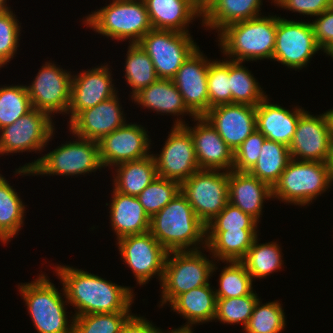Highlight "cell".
Here are the masks:
<instances>
[{
	"instance_id": "6da1fadb",
	"label": "cell",
	"mask_w": 333,
	"mask_h": 333,
	"mask_svg": "<svg viewBox=\"0 0 333 333\" xmlns=\"http://www.w3.org/2000/svg\"><path fill=\"white\" fill-rule=\"evenodd\" d=\"M55 272L63 285V296L68 304L76 309L73 317L130 312L134 300L132 288L120 286L98 275L69 266L58 265Z\"/></svg>"
},
{
	"instance_id": "7a4b0ae2",
	"label": "cell",
	"mask_w": 333,
	"mask_h": 333,
	"mask_svg": "<svg viewBox=\"0 0 333 333\" xmlns=\"http://www.w3.org/2000/svg\"><path fill=\"white\" fill-rule=\"evenodd\" d=\"M149 232L168 252L206 249V225L181 191L150 218Z\"/></svg>"
},
{
	"instance_id": "3957f363",
	"label": "cell",
	"mask_w": 333,
	"mask_h": 333,
	"mask_svg": "<svg viewBox=\"0 0 333 333\" xmlns=\"http://www.w3.org/2000/svg\"><path fill=\"white\" fill-rule=\"evenodd\" d=\"M276 29V15L259 16L230 24L218 34L219 46L229 60L241 62L272 60Z\"/></svg>"
},
{
	"instance_id": "277c9868",
	"label": "cell",
	"mask_w": 333,
	"mask_h": 333,
	"mask_svg": "<svg viewBox=\"0 0 333 333\" xmlns=\"http://www.w3.org/2000/svg\"><path fill=\"white\" fill-rule=\"evenodd\" d=\"M83 21L103 36L138 43L152 29L144 0H113Z\"/></svg>"
},
{
	"instance_id": "5b68a950",
	"label": "cell",
	"mask_w": 333,
	"mask_h": 333,
	"mask_svg": "<svg viewBox=\"0 0 333 333\" xmlns=\"http://www.w3.org/2000/svg\"><path fill=\"white\" fill-rule=\"evenodd\" d=\"M77 141L58 146L32 163L16 169L21 175H62L89 174L103 168L100 162L98 142L78 137Z\"/></svg>"
},
{
	"instance_id": "8992f818",
	"label": "cell",
	"mask_w": 333,
	"mask_h": 333,
	"mask_svg": "<svg viewBox=\"0 0 333 333\" xmlns=\"http://www.w3.org/2000/svg\"><path fill=\"white\" fill-rule=\"evenodd\" d=\"M333 184L327 163L291 159L272 188V199L305 206Z\"/></svg>"
},
{
	"instance_id": "52a82bcc",
	"label": "cell",
	"mask_w": 333,
	"mask_h": 333,
	"mask_svg": "<svg viewBox=\"0 0 333 333\" xmlns=\"http://www.w3.org/2000/svg\"><path fill=\"white\" fill-rule=\"evenodd\" d=\"M31 283L19 284V291L38 333H73V318L68 321L63 293L50 282L45 274ZM69 323H71L69 325Z\"/></svg>"
},
{
	"instance_id": "ba28073f",
	"label": "cell",
	"mask_w": 333,
	"mask_h": 333,
	"mask_svg": "<svg viewBox=\"0 0 333 333\" xmlns=\"http://www.w3.org/2000/svg\"><path fill=\"white\" fill-rule=\"evenodd\" d=\"M171 257V258H170ZM217 270L213 260L200 250L169 251L161 281V305H169L181 294L210 284L211 274Z\"/></svg>"
},
{
	"instance_id": "9c48e42d",
	"label": "cell",
	"mask_w": 333,
	"mask_h": 333,
	"mask_svg": "<svg viewBox=\"0 0 333 333\" xmlns=\"http://www.w3.org/2000/svg\"><path fill=\"white\" fill-rule=\"evenodd\" d=\"M189 33L151 29L138 42L151 58L159 79H173L185 60L198 48Z\"/></svg>"
},
{
	"instance_id": "30bf717a",
	"label": "cell",
	"mask_w": 333,
	"mask_h": 333,
	"mask_svg": "<svg viewBox=\"0 0 333 333\" xmlns=\"http://www.w3.org/2000/svg\"><path fill=\"white\" fill-rule=\"evenodd\" d=\"M228 178V171L200 169L180 185V191L205 225L228 203Z\"/></svg>"
},
{
	"instance_id": "8fae6325",
	"label": "cell",
	"mask_w": 333,
	"mask_h": 333,
	"mask_svg": "<svg viewBox=\"0 0 333 333\" xmlns=\"http://www.w3.org/2000/svg\"><path fill=\"white\" fill-rule=\"evenodd\" d=\"M117 241L123 261L131 268L137 284H146L156 274L162 281L168 251L149 231L124 236Z\"/></svg>"
},
{
	"instance_id": "7c38bea8",
	"label": "cell",
	"mask_w": 333,
	"mask_h": 333,
	"mask_svg": "<svg viewBox=\"0 0 333 333\" xmlns=\"http://www.w3.org/2000/svg\"><path fill=\"white\" fill-rule=\"evenodd\" d=\"M53 124L48 113L32 109L13 124L0 129V155L41 151L54 134Z\"/></svg>"
},
{
	"instance_id": "4fadbf2b",
	"label": "cell",
	"mask_w": 333,
	"mask_h": 333,
	"mask_svg": "<svg viewBox=\"0 0 333 333\" xmlns=\"http://www.w3.org/2000/svg\"><path fill=\"white\" fill-rule=\"evenodd\" d=\"M319 50L310 22L277 17L273 60L288 68L302 69Z\"/></svg>"
},
{
	"instance_id": "5bb4252c",
	"label": "cell",
	"mask_w": 333,
	"mask_h": 333,
	"mask_svg": "<svg viewBox=\"0 0 333 333\" xmlns=\"http://www.w3.org/2000/svg\"><path fill=\"white\" fill-rule=\"evenodd\" d=\"M41 67L33 83L27 86L32 108L52 114V117L54 113H67L71 99V73L51 62Z\"/></svg>"
},
{
	"instance_id": "9a60e30c",
	"label": "cell",
	"mask_w": 333,
	"mask_h": 333,
	"mask_svg": "<svg viewBox=\"0 0 333 333\" xmlns=\"http://www.w3.org/2000/svg\"><path fill=\"white\" fill-rule=\"evenodd\" d=\"M157 175L180 185L200 170L190 133L183 126L172 127L160 154H153Z\"/></svg>"
},
{
	"instance_id": "2e32d148",
	"label": "cell",
	"mask_w": 333,
	"mask_h": 333,
	"mask_svg": "<svg viewBox=\"0 0 333 333\" xmlns=\"http://www.w3.org/2000/svg\"><path fill=\"white\" fill-rule=\"evenodd\" d=\"M331 134V122L327 111L316 116L305 111L299 117L289 145L291 158L327 163Z\"/></svg>"
},
{
	"instance_id": "e0dca14e",
	"label": "cell",
	"mask_w": 333,
	"mask_h": 333,
	"mask_svg": "<svg viewBox=\"0 0 333 333\" xmlns=\"http://www.w3.org/2000/svg\"><path fill=\"white\" fill-rule=\"evenodd\" d=\"M142 125L127 122L99 142L100 162L104 168L148 157L151 141Z\"/></svg>"
},
{
	"instance_id": "ac0fdd59",
	"label": "cell",
	"mask_w": 333,
	"mask_h": 333,
	"mask_svg": "<svg viewBox=\"0 0 333 333\" xmlns=\"http://www.w3.org/2000/svg\"><path fill=\"white\" fill-rule=\"evenodd\" d=\"M209 62L199 47L185 60L172 79L182 95L184 104L195 116H204L209 110L207 76Z\"/></svg>"
},
{
	"instance_id": "d6986e66",
	"label": "cell",
	"mask_w": 333,
	"mask_h": 333,
	"mask_svg": "<svg viewBox=\"0 0 333 333\" xmlns=\"http://www.w3.org/2000/svg\"><path fill=\"white\" fill-rule=\"evenodd\" d=\"M193 120L198 121L193 128L178 118L174 126H183L190 133L200 169L233 170L234 152L231 148L204 116L194 117Z\"/></svg>"
},
{
	"instance_id": "ffe728a7",
	"label": "cell",
	"mask_w": 333,
	"mask_h": 333,
	"mask_svg": "<svg viewBox=\"0 0 333 333\" xmlns=\"http://www.w3.org/2000/svg\"><path fill=\"white\" fill-rule=\"evenodd\" d=\"M204 117L233 152L257 130L256 106L221 104L210 108Z\"/></svg>"
},
{
	"instance_id": "44dd1931",
	"label": "cell",
	"mask_w": 333,
	"mask_h": 333,
	"mask_svg": "<svg viewBox=\"0 0 333 333\" xmlns=\"http://www.w3.org/2000/svg\"><path fill=\"white\" fill-rule=\"evenodd\" d=\"M117 94L94 107L79 112L69 121L70 132L74 137L99 142L107 134L123 126L126 122Z\"/></svg>"
},
{
	"instance_id": "7402d4cb",
	"label": "cell",
	"mask_w": 333,
	"mask_h": 333,
	"mask_svg": "<svg viewBox=\"0 0 333 333\" xmlns=\"http://www.w3.org/2000/svg\"><path fill=\"white\" fill-rule=\"evenodd\" d=\"M108 65L72 75L71 99L67 114L70 121L81 111L94 107L117 94Z\"/></svg>"
},
{
	"instance_id": "603a6c76",
	"label": "cell",
	"mask_w": 333,
	"mask_h": 333,
	"mask_svg": "<svg viewBox=\"0 0 333 333\" xmlns=\"http://www.w3.org/2000/svg\"><path fill=\"white\" fill-rule=\"evenodd\" d=\"M266 96L256 106V125L267 140L282 143L289 147L295 134L299 117L305 112L297 106L293 111L277 104H271Z\"/></svg>"
},
{
	"instance_id": "cb8c5ba5",
	"label": "cell",
	"mask_w": 333,
	"mask_h": 333,
	"mask_svg": "<svg viewBox=\"0 0 333 333\" xmlns=\"http://www.w3.org/2000/svg\"><path fill=\"white\" fill-rule=\"evenodd\" d=\"M228 202L259 222L265 199L272 198V188L248 172L229 171Z\"/></svg>"
},
{
	"instance_id": "d4e9b609",
	"label": "cell",
	"mask_w": 333,
	"mask_h": 333,
	"mask_svg": "<svg viewBox=\"0 0 333 333\" xmlns=\"http://www.w3.org/2000/svg\"><path fill=\"white\" fill-rule=\"evenodd\" d=\"M111 201L110 220L117 240L149 231L150 217L136 196L121 194L113 188Z\"/></svg>"
},
{
	"instance_id": "484cf974",
	"label": "cell",
	"mask_w": 333,
	"mask_h": 333,
	"mask_svg": "<svg viewBox=\"0 0 333 333\" xmlns=\"http://www.w3.org/2000/svg\"><path fill=\"white\" fill-rule=\"evenodd\" d=\"M153 29L188 33L191 20L202 16L192 0H144ZM187 29V30H186Z\"/></svg>"
},
{
	"instance_id": "4316f807",
	"label": "cell",
	"mask_w": 333,
	"mask_h": 333,
	"mask_svg": "<svg viewBox=\"0 0 333 333\" xmlns=\"http://www.w3.org/2000/svg\"><path fill=\"white\" fill-rule=\"evenodd\" d=\"M132 100L142 107L160 112L158 114L169 113L183 116L187 113L195 117L184 104L182 95L171 79H158L136 93Z\"/></svg>"
},
{
	"instance_id": "83f0119b",
	"label": "cell",
	"mask_w": 333,
	"mask_h": 333,
	"mask_svg": "<svg viewBox=\"0 0 333 333\" xmlns=\"http://www.w3.org/2000/svg\"><path fill=\"white\" fill-rule=\"evenodd\" d=\"M216 293L210 284L193 288L179 295L170 305L172 310L187 319L184 327L214 320L216 313Z\"/></svg>"
},
{
	"instance_id": "f1b7e54d",
	"label": "cell",
	"mask_w": 333,
	"mask_h": 333,
	"mask_svg": "<svg viewBox=\"0 0 333 333\" xmlns=\"http://www.w3.org/2000/svg\"><path fill=\"white\" fill-rule=\"evenodd\" d=\"M256 230L206 231V248L217 261H241L258 236Z\"/></svg>"
},
{
	"instance_id": "f546056e",
	"label": "cell",
	"mask_w": 333,
	"mask_h": 333,
	"mask_svg": "<svg viewBox=\"0 0 333 333\" xmlns=\"http://www.w3.org/2000/svg\"><path fill=\"white\" fill-rule=\"evenodd\" d=\"M114 167L117 168V174L113 177L114 189L125 195L137 197L158 177L153 154L140 160L122 162Z\"/></svg>"
},
{
	"instance_id": "4dcf8cb0",
	"label": "cell",
	"mask_w": 333,
	"mask_h": 333,
	"mask_svg": "<svg viewBox=\"0 0 333 333\" xmlns=\"http://www.w3.org/2000/svg\"><path fill=\"white\" fill-rule=\"evenodd\" d=\"M262 0H219L202 18V25L218 30V34L230 24L261 16Z\"/></svg>"
},
{
	"instance_id": "1f68e13d",
	"label": "cell",
	"mask_w": 333,
	"mask_h": 333,
	"mask_svg": "<svg viewBox=\"0 0 333 333\" xmlns=\"http://www.w3.org/2000/svg\"><path fill=\"white\" fill-rule=\"evenodd\" d=\"M291 159L289 147L266 139L256 164L248 173L273 188Z\"/></svg>"
},
{
	"instance_id": "d6a6232c",
	"label": "cell",
	"mask_w": 333,
	"mask_h": 333,
	"mask_svg": "<svg viewBox=\"0 0 333 333\" xmlns=\"http://www.w3.org/2000/svg\"><path fill=\"white\" fill-rule=\"evenodd\" d=\"M25 205L6 178L0 177V241L3 244L18 235L24 223Z\"/></svg>"
},
{
	"instance_id": "836d02e7",
	"label": "cell",
	"mask_w": 333,
	"mask_h": 333,
	"mask_svg": "<svg viewBox=\"0 0 333 333\" xmlns=\"http://www.w3.org/2000/svg\"><path fill=\"white\" fill-rule=\"evenodd\" d=\"M281 251L280 246L272 241L259 244L257 236L241 262L252 279L254 278L253 280L255 278L263 279L280 270L284 264Z\"/></svg>"
},
{
	"instance_id": "e575fe53",
	"label": "cell",
	"mask_w": 333,
	"mask_h": 333,
	"mask_svg": "<svg viewBox=\"0 0 333 333\" xmlns=\"http://www.w3.org/2000/svg\"><path fill=\"white\" fill-rule=\"evenodd\" d=\"M127 49L124 77L132 88V98L159 78L151 58L138 43L130 44Z\"/></svg>"
},
{
	"instance_id": "d590c367",
	"label": "cell",
	"mask_w": 333,
	"mask_h": 333,
	"mask_svg": "<svg viewBox=\"0 0 333 333\" xmlns=\"http://www.w3.org/2000/svg\"><path fill=\"white\" fill-rule=\"evenodd\" d=\"M242 63L230 60L232 104L257 106L267 95Z\"/></svg>"
},
{
	"instance_id": "8d00e7d4",
	"label": "cell",
	"mask_w": 333,
	"mask_h": 333,
	"mask_svg": "<svg viewBox=\"0 0 333 333\" xmlns=\"http://www.w3.org/2000/svg\"><path fill=\"white\" fill-rule=\"evenodd\" d=\"M229 263V264H228ZM219 278L216 298H237L253 293V279L241 261H226Z\"/></svg>"
},
{
	"instance_id": "74e56055",
	"label": "cell",
	"mask_w": 333,
	"mask_h": 333,
	"mask_svg": "<svg viewBox=\"0 0 333 333\" xmlns=\"http://www.w3.org/2000/svg\"><path fill=\"white\" fill-rule=\"evenodd\" d=\"M27 85L0 88V129L13 124L32 110Z\"/></svg>"
},
{
	"instance_id": "f35d334b",
	"label": "cell",
	"mask_w": 333,
	"mask_h": 333,
	"mask_svg": "<svg viewBox=\"0 0 333 333\" xmlns=\"http://www.w3.org/2000/svg\"><path fill=\"white\" fill-rule=\"evenodd\" d=\"M258 299L247 326L246 333H280L286 325L285 312L279 301L261 304Z\"/></svg>"
},
{
	"instance_id": "ab89813d",
	"label": "cell",
	"mask_w": 333,
	"mask_h": 333,
	"mask_svg": "<svg viewBox=\"0 0 333 333\" xmlns=\"http://www.w3.org/2000/svg\"><path fill=\"white\" fill-rule=\"evenodd\" d=\"M259 297L252 293L237 298H221L216 300V313L214 320L227 324L242 323L243 329L247 326Z\"/></svg>"
},
{
	"instance_id": "60d3db41",
	"label": "cell",
	"mask_w": 333,
	"mask_h": 333,
	"mask_svg": "<svg viewBox=\"0 0 333 333\" xmlns=\"http://www.w3.org/2000/svg\"><path fill=\"white\" fill-rule=\"evenodd\" d=\"M180 184L173 180L157 177L138 196L139 202L151 218L164 208L178 193Z\"/></svg>"
},
{
	"instance_id": "b9f144b4",
	"label": "cell",
	"mask_w": 333,
	"mask_h": 333,
	"mask_svg": "<svg viewBox=\"0 0 333 333\" xmlns=\"http://www.w3.org/2000/svg\"><path fill=\"white\" fill-rule=\"evenodd\" d=\"M131 312L96 313L73 318V333H120Z\"/></svg>"
},
{
	"instance_id": "7bdbcfd3",
	"label": "cell",
	"mask_w": 333,
	"mask_h": 333,
	"mask_svg": "<svg viewBox=\"0 0 333 333\" xmlns=\"http://www.w3.org/2000/svg\"><path fill=\"white\" fill-rule=\"evenodd\" d=\"M209 109L221 105L232 104L230 88V60L210 61L207 76Z\"/></svg>"
},
{
	"instance_id": "ee69618b",
	"label": "cell",
	"mask_w": 333,
	"mask_h": 333,
	"mask_svg": "<svg viewBox=\"0 0 333 333\" xmlns=\"http://www.w3.org/2000/svg\"><path fill=\"white\" fill-rule=\"evenodd\" d=\"M258 223L251 215L228 202L225 208L206 225V231L257 229Z\"/></svg>"
},
{
	"instance_id": "f6af8a7d",
	"label": "cell",
	"mask_w": 333,
	"mask_h": 333,
	"mask_svg": "<svg viewBox=\"0 0 333 333\" xmlns=\"http://www.w3.org/2000/svg\"><path fill=\"white\" fill-rule=\"evenodd\" d=\"M11 10L0 12V68L14 57L19 47V21Z\"/></svg>"
},
{
	"instance_id": "bcb514c9",
	"label": "cell",
	"mask_w": 333,
	"mask_h": 333,
	"mask_svg": "<svg viewBox=\"0 0 333 333\" xmlns=\"http://www.w3.org/2000/svg\"><path fill=\"white\" fill-rule=\"evenodd\" d=\"M265 140L261 132L254 131L234 152L233 170L248 172L256 164Z\"/></svg>"
},
{
	"instance_id": "7dc6e473",
	"label": "cell",
	"mask_w": 333,
	"mask_h": 333,
	"mask_svg": "<svg viewBox=\"0 0 333 333\" xmlns=\"http://www.w3.org/2000/svg\"><path fill=\"white\" fill-rule=\"evenodd\" d=\"M320 16V17H319ZM315 21L311 22L315 41L325 53L333 46V6L325 10Z\"/></svg>"
},
{
	"instance_id": "c3c4849f",
	"label": "cell",
	"mask_w": 333,
	"mask_h": 333,
	"mask_svg": "<svg viewBox=\"0 0 333 333\" xmlns=\"http://www.w3.org/2000/svg\"><path fill=\"white\" fill-rule=\"evenodd\" d=\"M278 7L303 15L319 16L333 6V0H272Z\"/></svg>"
},
{
	"instance_id": "681fc988",
	"label": "cell",
	"mask_w": 333,
	"mask_h": 333,
	"mask_svg": "<svg viewBox=\"0 0 333 333\" xmlns=\"http://www.w3.org/2000/svg\"><path fill=\"white\" fill-rule=\"evenodd\" d=\"M158 329L144 317L132 314L124 323L120 333H157Z\"/></svg>"
},
{
	"instance_id": "f907efd6",
	"label": "cell",
	"mask_w": 333,
	"mask_h": 333,
	"mask_svg": "<svg viewBox=\"0 0 333 333\" xmlns=\"http://www.w3.org/2000/svg\"><path fill=\"white\" fill-rule=\"evenodd\" d=\"M195 10L202 18L214 7L219 0H192Z\"/></svg>"
},
{
	"instance_id": "816d5d0a",
	"label": "cell",
	"mask_w": 333,
	"mask_h": 333,
	"mask_svg": "<svg viewBox=\"0 0 333 333\" xmlns=\"http://www.w3.org/2000/svg\"><path fill=\"white\" fill-rule=\"evenodd\" d=\"M327 165L330 167L333 173V132L331 134V139H330V149H329V157L327 160Z\"/></svg>"
},
{
	"instance_id": "f5cc1de1",
	"label": "cell",
	"mask_w": 333,
	"mask_h": 333,
	"mask_svg": "<svg viewBox=\"0 0 333 333\" xmlns=\"http://www.w3.org/2000/svg\"><path fill=\"white\" fill-rule=\"evenodd\" d=\"M192 329L193 328L181 326L178 329H173V330L168 331V332L169 333H193ZM157 333H165V332H162L161 329H158Z\"/></svg>"
},
{
	"instance_id": "db71d44e",
	"label": "cell",
	"mask_w": 333,
	"mask_h": 333,
	"mask_svg": "<svg viewBox=\"0 0 333 333\" xmlns=\"http://www.w3.org/2000/svg\"><path fill=\"white\" fill-rule=\"evenodd\" d=\"M7 0H0V12L6 11V10H10L6 4Z\"/></svg>"
},
{
	"instance_id": "11a10c76",
	"label": "cell",
	"mask_w": 333,
	"mask_h": 333,
	"mask_svg": "<svg viewBox=\"0 0 333 333\" xmlns=\"http://www.w3.org/2000/svg\"><path fill=\"white\" fill-rule=\"evenodd\" d=\"M327 112H328L329 119H330V122H331V130L333 132V109H330Z\"/></svg>"
},
{
	"instance_id": "9f6ffc18",
	"label": "cell",
	"mask_w": 333,
	"mask_h": 333,
	"mask_svg": "<svg viewBox=\"0 0 333 333\" xmlns=\"http://www.w3.org/2000/svg\"><path fill=\"white\" fill-rule=\"evenodd\" d=\"M327 55L331 56L333 59V46L331 48H329L326 52Z\"/></svg>"
}]
</instances>
